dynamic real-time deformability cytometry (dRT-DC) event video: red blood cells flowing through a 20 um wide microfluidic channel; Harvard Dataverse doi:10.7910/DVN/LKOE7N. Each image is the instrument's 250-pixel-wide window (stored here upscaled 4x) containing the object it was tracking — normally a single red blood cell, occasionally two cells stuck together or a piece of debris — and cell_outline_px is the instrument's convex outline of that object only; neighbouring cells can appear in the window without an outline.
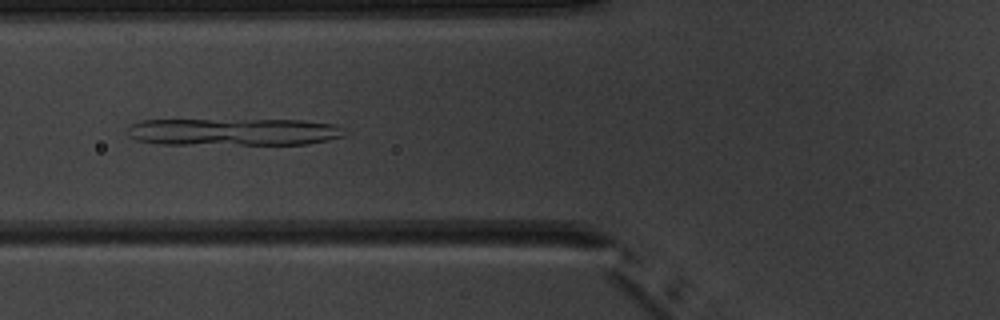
{"species": "common noctule bat (a hibernating species)", "species_latin": "Nyctalus noctula", "temperature_condition": "warm", "stored_images_in_passage": 5, "camera_frame_rate_fps": 3000, "um_per_image_px": 0.085, "animal": {"sex": "male", "body_mass_g": 20.1, "forearm_length_mm": 53.5}, "frame": {"image": 1, "passage_image": 5, "time_ms": 4.333, "image_size_px": [1000, 320], "cell_outline_px": [[344, 136], [328, 140], [308, 144], [160, 144], [136, 140], [128, 136], [128, 128], [132, 124], [140, 120], [304, 120], [332, 124], [340, 128]], "centroid_in_image_um": [19.81, 11.21], "position_along_channel_um": 106.0, "area_um2": 34.39}}